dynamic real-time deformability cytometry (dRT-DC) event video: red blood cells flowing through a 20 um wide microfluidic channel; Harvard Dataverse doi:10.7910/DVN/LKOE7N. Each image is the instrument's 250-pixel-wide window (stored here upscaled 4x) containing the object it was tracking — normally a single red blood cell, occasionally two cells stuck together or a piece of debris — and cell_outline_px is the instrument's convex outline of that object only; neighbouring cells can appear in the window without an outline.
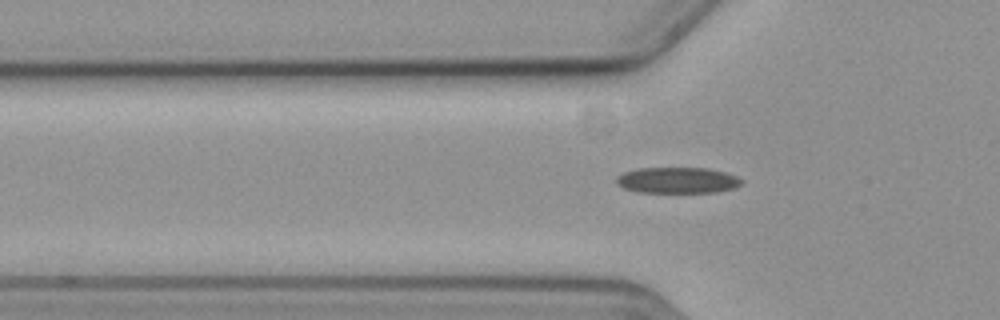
{"species": "common noctule bat (a hibernating species)", "species_latin": "Nyctalus noctula", "temperature_condition": "cold", "stored_images_in_passage": 39, "camera_frame_rate_fps": 3000, "um_per_image_px": 0.085, "animal": {"sex": "female", "body_mass_g": 19.3, "forearm_length_mm": 54.1}, "frame": {"image": 1, "passage_image": 6, "time_ms": 1.667, "image_size_px": [1000, 320], "cell_outline_px": [[744, 180], [740, 184], [732, 188], [716, 192], [636, 192], [624, 188], [616, 184], [616, 176], [624, 172], [640, 168], [708, 168], [724, 172], [736, 176]], "centroid_in_image_um": [57.55, 15.32], "position_along_channel_um": 68.3, "area_um2": 18.9}}
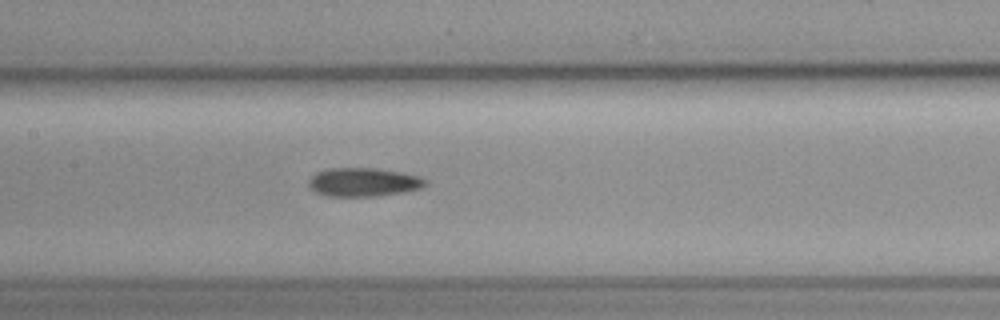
{"frame": {"image": 2, "passage_image": 15, "time_ms": 4.667, "image_size_px": [1000, 320], "cell_outline_px": [[428, 184], [420, 188], [404, 192], [376, 196], [324, 196], [316, 192], [308, 184], [308, 180], [316, 172], [332, 168], [376, 168], [404, 172], [420, 176], [428, 180]], "centroid_in_image_um": [30.93, 15.48], "position_along_channel_um": 176.5, "area_um2": 19.65}}
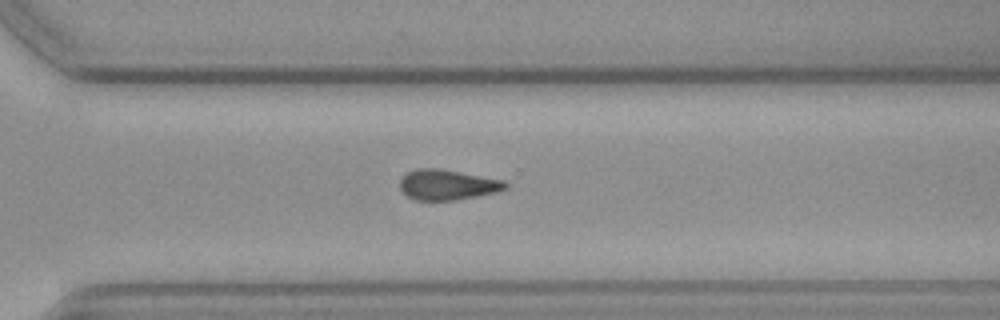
{"frame": {"image": 3, "passage_image": 28, "time_ms": 9.0, "image_size_px": [1000, 320], "cell_outline_px": [[508, 188], [496, 192], [456, 200], [416, 200], [408, 196], [400, 188], [400, 180], [408, 172], [416, 168], [436, 168], [500, 180], [508, 184]], "centroid_in_image_um": [38.0, 15.71], "position_along_channel_um": 332.6, "area_um2": 18.21}}